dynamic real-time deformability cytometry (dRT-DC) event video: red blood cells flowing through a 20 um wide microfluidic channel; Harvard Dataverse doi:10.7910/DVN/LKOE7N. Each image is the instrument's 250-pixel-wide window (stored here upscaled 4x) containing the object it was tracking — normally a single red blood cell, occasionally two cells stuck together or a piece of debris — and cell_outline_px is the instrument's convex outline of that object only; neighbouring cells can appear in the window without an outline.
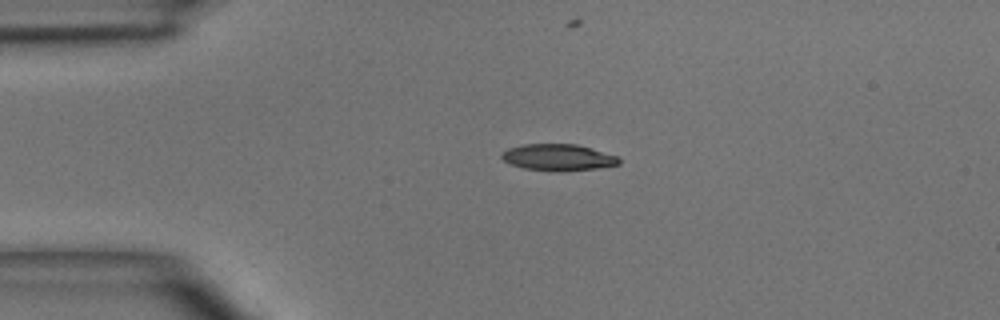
{"species": "common noctule bat (a hibernating species)", "species_latin": "Nyctalus noctula", "temperature_condition": "room temperature", "stored_images_in_passage": 4, "camera_frame_rate_fps": 3000, "um_per_image_px": 0.085, "animal": {"sex": "male", "body_mass_g": 15.6}, "frame": {"image": 1, "passage_image": 4, "time_ms": 3.333, "image_size_px": [1000, 320], "cell_outline_px": [[620, 164], [596, 168], [560, 172], [552, 172], [524, 168], [512, 164], [504, 160], [500, 156], [500, 152], [508, 148], [524, 144], [576, 144], [616, 156], [620, 160]], "centroid_in_image_um": [47.39, 13.38], "position_along_channel_um": 37.6, "area_um2": 18.09}}